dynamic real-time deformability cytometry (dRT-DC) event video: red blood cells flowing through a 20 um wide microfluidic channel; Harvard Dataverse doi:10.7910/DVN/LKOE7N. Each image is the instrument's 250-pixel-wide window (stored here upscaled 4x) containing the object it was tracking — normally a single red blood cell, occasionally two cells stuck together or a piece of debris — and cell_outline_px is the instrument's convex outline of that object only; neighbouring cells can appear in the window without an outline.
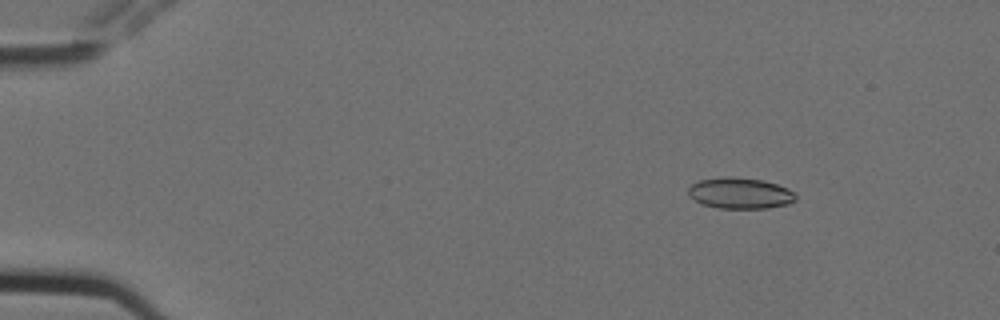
{"species": "Egyptian fruit bat (a non-hibernating species)", "species_latin": "Rousettus aegyptiacus", "temperature_condition": "cold", "stored_images_in_passage": 5, "camera_frame_rate_fps": 3000, "um_per_image_px": 0.085, "animal": {"sex": "female"}, "frame": {"image": 1, "passage_image": 2, "time_ms": 0.333, "image_size_px": [1000, 320], "cell_outline_px": [[796, 200], [788, 204], [768, 208], [720, 208], [704, 204], [696, 200], [688, 192], [688, 188], [692, 184], [700, 180], [724, 176], [732, 176], [764, 180], [788, 188], [796, 192]], "centroid_in_image_um": [62.96, 16.41], "position_along_channel_um": 22.0, "area_um2": 19.42}}
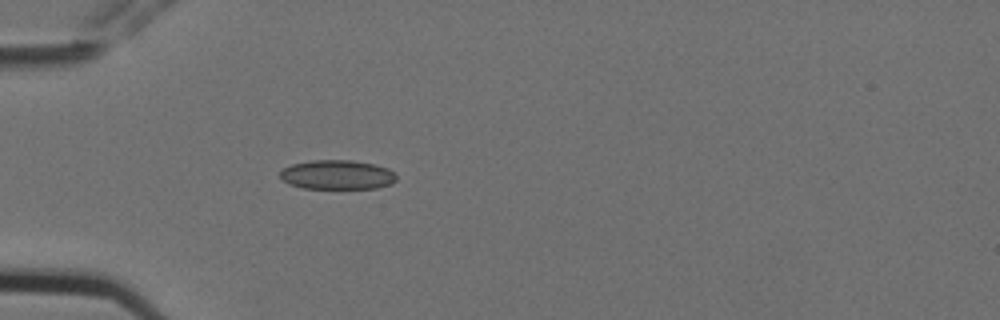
{"frame": {"image": 2, "passage_image": 5, "time_ms": 1.333, "image_size_px": [1000, 320], "cell_outline_px": [[396, 180], [392, 184], [376, 188], [304, 188], [288, 184], [280, 176], [280, 172], [284, 168], [292, 164], [312, 160], [352, 160], [372, 164], [388, 168], [396, 176]], "centroid_in_image_um": [28.66, 14.85], "position_along_channel_um": 56.3, "area_um2": 19.77}}